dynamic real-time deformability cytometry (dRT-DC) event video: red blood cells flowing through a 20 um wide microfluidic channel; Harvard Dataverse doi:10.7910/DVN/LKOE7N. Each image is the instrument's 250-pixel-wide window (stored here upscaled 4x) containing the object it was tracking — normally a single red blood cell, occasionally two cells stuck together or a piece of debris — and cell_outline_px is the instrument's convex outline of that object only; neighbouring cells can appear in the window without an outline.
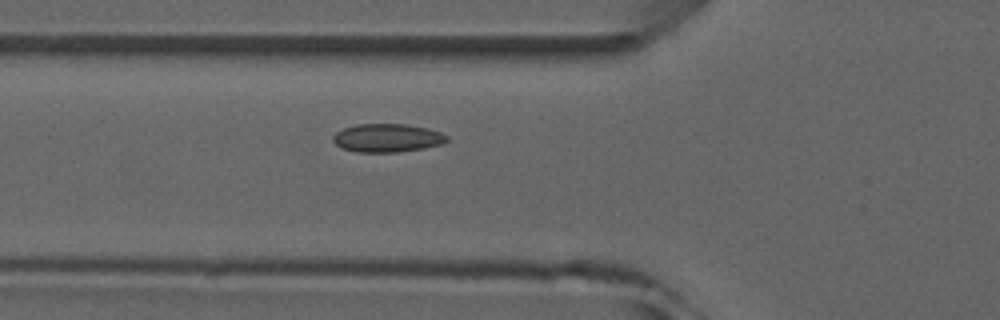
{"species": "common noctule bat (a hibernating species)", "species_latin": "Nyctalus noctula", "temperature_condition": "room temperature", "stored_images_in_passage": 5, "camera_frame_rate_fps": 3000, "um_per_image_px": 0.085, "animal": {"sex": "male", "forearm_length_mm": 52.5}, "frame": {"image": 1, "passage_image": 5, "time_ms": 5.333, "image_size_px": [1000, 320], "cell_outline_px": [[448, 140], [444, 144], [424, 148], [400, 152], [356, 152], [340, 148], [332, 140], [332, 136], [336, 132], [344, 128], [356, 124], [408, 124], [428, 128], [440, 132], [448, 136]], "centroid_in_image_um": [32.92, 11.73], "position_along_channel_um": 92.9, "area_um2": 19.07}}